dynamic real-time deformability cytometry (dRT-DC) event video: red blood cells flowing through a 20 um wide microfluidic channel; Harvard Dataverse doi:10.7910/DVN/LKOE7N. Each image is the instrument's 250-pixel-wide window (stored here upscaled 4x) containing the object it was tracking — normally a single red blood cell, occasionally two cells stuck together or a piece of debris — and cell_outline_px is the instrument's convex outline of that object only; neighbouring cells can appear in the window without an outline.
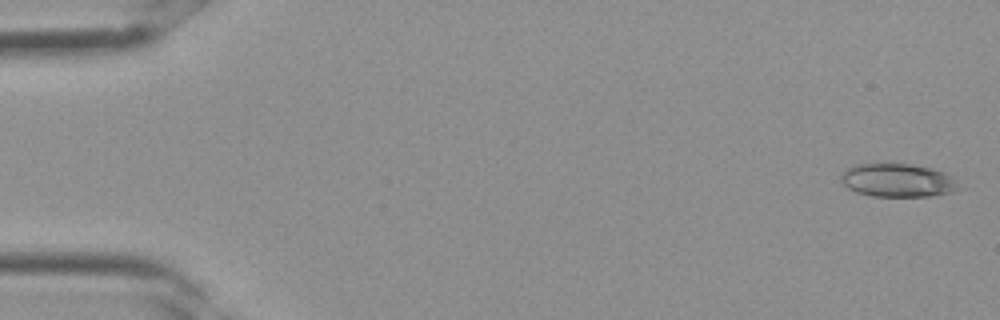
{"species": "Egyptian fruit bat (a non-hibernating species)", "species_latin": "Rousettus aegyptiacus", "temperature_condition": "room temperature", "stored_images_in_passage": 9, "camera_frame_rate_fps": 3000, "um_per_image_px": 0.085, "frame": {"image": 1, "passage_image": 1, "time_ms": 0.0, "image_size_px": [1000, 320], "cell_outline_px": [[964, 188], [952, 192], [932, 196], [872, 196], [856, 192], [848, 188], [840, 180], [840, 172], [852, 164], [912, 164], [944, 172], [952, 176]], "centroid_in_image_um": [76.31, 15.33], "position_along_channel_um": 8.7, "area_um2": 23.18}}